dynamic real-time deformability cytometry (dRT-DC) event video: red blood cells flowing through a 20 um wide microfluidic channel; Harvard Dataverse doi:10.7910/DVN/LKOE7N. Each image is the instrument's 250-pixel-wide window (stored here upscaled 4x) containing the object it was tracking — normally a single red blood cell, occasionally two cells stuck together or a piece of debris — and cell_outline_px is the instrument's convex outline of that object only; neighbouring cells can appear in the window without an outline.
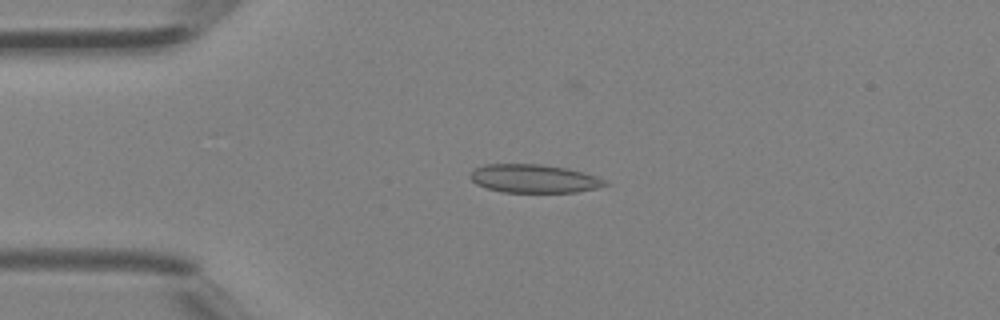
{"species": "Egyptian fruit bat (a non-hibernating species)", "species_latin": "Rousettus aegyptiacus", "temperature_condition": "room temperature", "stored_images_in_passage": 41, "camera_frame_rate_fps": 3000, "um_per_image_px": 0.085, "animal": {"sex": "female"}, "frame": {"image": 1, "passage_image": 10, "time_ms": 3.0, "image_size_px": [1000, 320], "cell_outline_px": [[612, 184], [596, 188], [576, 192], [504, 192], [488, 188], [476, 184], [468, 176], [468, 172], [472, 168], [484, 164], [540, 164], [568, 168], [584, 172], [596, 176]], "centroid_in_image_um": [45.36, 15.17], "position_along_channel_um": 39.6, "area_um2": 22.54}}
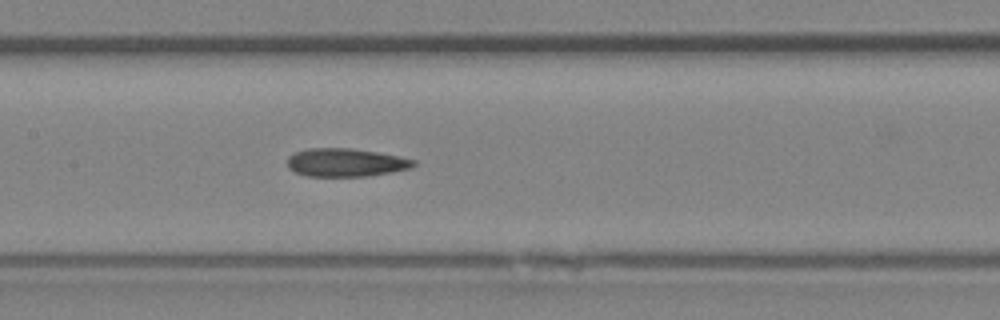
{"frame": {"image": 2, "passage_image": 20, "time_ms": 6.333, "image_size_px": [1000, 320], "cell_outline_px": [[416, 164], [412, 168], [392, 172], [368, 176], [308, 176], [296, 172], [288, 168], [288, 156], [292, 152], [308, 148], [352, 148], [400, 156], [416, 160]], "centroid_in_image_um": [29.39, 13.8], "position_along_channel_um": 178.0, "area_um2": 20.92}}
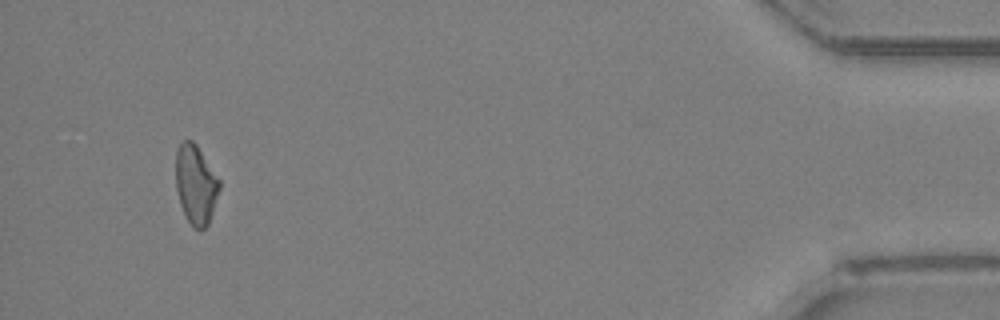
{"frame": {"image": 3, "passage_image": 39, "time_ms": 12.667, "image_size_px": [1000, 320], "cell_outline_px": [[220, 188], [208, 224], [204, 228], [192, 228], [180, 204], [176, 188], [176, 152], [180, 144], [184, 140], [192, 140], [196, 144], [220, 180]], "centroid_in_image_um": [16.63, 15.67], "position_along_channel_um": 418.6, "area_um2": 19.88}}